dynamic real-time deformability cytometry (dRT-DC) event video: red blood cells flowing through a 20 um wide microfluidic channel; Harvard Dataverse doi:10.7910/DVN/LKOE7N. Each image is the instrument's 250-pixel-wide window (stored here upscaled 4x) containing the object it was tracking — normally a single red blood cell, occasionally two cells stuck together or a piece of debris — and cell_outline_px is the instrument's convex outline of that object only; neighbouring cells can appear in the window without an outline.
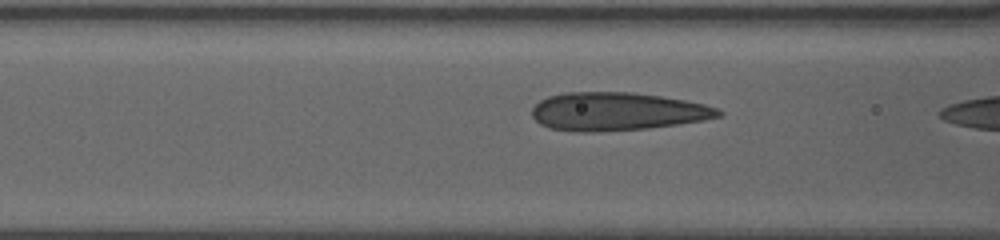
{"species": "human", "species_latin": "Homo sapiens", "temperature_condition": "warm", "stored_images_in_passage": 6, "camera_frame_rate_fps": 3000, "um_per_image_px": 0.085, "donor": {"sex": "female"}, "frame": {"image": 1, "passage_image": 4, "time_ms": 1.0, "image_size_px": [1000, 240], "cell_outline_px": [[724, 112], [720, 116], [704, 120], [648, 128], [592, 132], [576, 132], [548, 128], [540, 124], [532, 116], [532, 108], [540, 100], [548, 96], [564, 92], [632, 92], [660, 96], [684, 100], [704, 104], [716, 108]], "centroid_in_image_um": [52.41, 9.48], "position_along_channel_um": 114.2, "area_um2": 41.44}}